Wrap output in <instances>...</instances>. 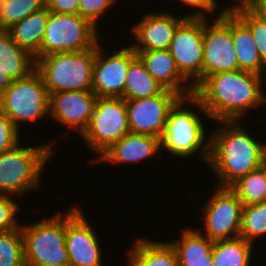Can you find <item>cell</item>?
Here are the masks:
<instances>
[{
    "instance_id": "obj_21",
    "label": "cell",
    "mask_w": 266,
    "mask_h": 266,
    "mask_svg": "<svg viewBox=\"0 0 266 266\" xmlns=\"http://www.w3.org/2000/svg\"><path fill=\"white\" fill-rule=\"evenodd\" d=\"M137 238L126 249L127 266H179L176 252L167 241Z\"/></svg>"
},
{
    "instance_id": "obj_19",
    "label": "cell",
    "mask_w": 266,
    "mask_h": 266,
    "mask_svg": "<svg viewBox=\"0 0 266 266\" xmlns=\"http://www.w3.org/2000/svg\"><path fill=\"white\" fill-rule=\"evenodd\" d=\"M135 53L144 63L148 73L165 89L174 91L181 97L194 94V87L180 74L168 49Z\"/></svg>"
},
{
    "instance_id": "obj_33",
    "label": "cell",
    "mask_w": 266,
    "mask_h": 266,
    "mask_svg": "<svg viewBox=\"0 0 266 266\" xmlns=\"http://www.w3.org/2000/svg\"><path fill=\"white\" fill-rule=\"evenodd\" d=\"M115 1L117 0H79L78 14L100 31L99 23L102 22L99 19L104 18L109 8L112 9L113 5L118 4Z\"/></svg>"
},
{
    "instance_id": "obj_40",
    "label": "cell",
    "mask_w": 266,
    "mask_h": 266,
    "mask_svg": "<svg viewBox=\"0 0 266 266\" xmlns=\"http://www.w3.org/2000/svg\"><path fill=\"white\" fill-rule=\"evenodd\" d=\"M259 169L262 171V173L265 177V180H266V152L262 156Z\"/></svg>"
},
{
    "instance_id": "obj_16",
    "label": "cell",
    "mask_w": 266,
    "mask_h": 266,
    "mask_svg": "<svg viewBox=\"0 0 266 266\" xmlns=\"http://www.w3.org/2000/svg\"><path fill=\"white\" fill-rule=\"evenodd\" d=\"M175 15L167 10L143 13L139 22L137 20L128 30L134 38L130 44L134 51L169 49L176 29L187 18L186 14Z\"/></svg>"
},
{
    "instance_id": "obj_11",
    "label": "cell",
    "mask_w": 266,
    "mask_h": 266,
    "mask_svg": "<svg viewBox=\"0 0 266 266\" xmlns=\"http://www.w3.org/2000/svg\"><path fill=\"white\" fill-rule=\"evenodd\" d=\"M214 189L204 206L199 207L203 211L200 223L203 222L204 228L197 230L212 241L239 238L243 203L230 188Z\"/></svg>"
},
{
    "instance_id": "obj_6",
    "label": "cell",
    "mask_w": 266,
    "mask_h": 266,
    "mask_svg": "<svg viewBox=\"0 0 266 266\" xmlns=\"http://www.w3.org/2000/svg\"><path fill=\"white\" fill-rule=\"evenodd\" d=\"M35 223L21 224L26 266H69L66 210Z\"/></svg>"
},
{
    "instance_id": "obj_10",
    "label": "cell",
    "mask_w": 266,
    "mask_h": 266,
    "mask_svg": "<svg viewBox=\"0 0 266 266\" xmlns=\"http://www.w3.org/2000/svg\"><path fill=\"white\" fill-rule=\"evenodd\" d=\"M211 19L203 18L202 81L219 72L239 70L232 39V12Z\"/></svg>"
},
{
    "instance_id": "obj_9",
    "label": "cell",
    "mask_w": 266,
    "mask_h": 266,
    "mask_svg": "<svg viewBox=\"0 0 266 266\" xmlns=\"http://www.w3.org/2000/svg\"><path fill=\"white\" fill-rule=\"evenodd\" d=\"M130 132L126 100L98 97L88 128L80 136L97 158Z\"/></svg>"
},
{
    "instance_id": "obj_37",
    "label": "cell",
    "mask_w": 266,
    "mask_h": 266,
    "mask_svg": "<svg viewBox=\"0 0 266 266\" xmlns=\"http://www.w3.org/2000/svg\"><path fill=\"white\" fill-rule=\"evenodd\" d=\"M258 0H233V5L231 4H222V6L226 7H221V12H236L241 9H250Z\"/></svg>"
},
{
    "instance_id": "obj_22",
    "label": "cell",
    "mask_w": 266,
    "mask_h": 266,
    "mask_svg": "<svg viewBox=\"0 0 266 266\" xmlns=\"http://www.w3.org/2000/svg\"><path fill=\"white\" fill-rule=\"evenodd\" d=\"M232 39L239 63V70L266 76V64L259 55L250 28L233 12Z\"/></svg>"
},
{
    "instance_id": "obj_25",
    "label": "cell",
    "mask_w": 266,
    "mask_h": 266,
    "mask_svg": "<svg viewBox=\"0 0 266 266\" xmlns=\"http://www.w3.org/2000/svg\"><path fill=\"white\" fill-rule=\"evenodd\" d=\"M165 88L146 70L144 63L136 56L130 63L126 75L123 99L134 100L155 96Z\"/></svg>"
},
{
    "instance_id": "obj_30",
    "label": "cell",
    "mask_w": 266,
    "mask_h": 266,
    "mask_svg": "<svg viewBox=\"0 0 266 266\" xmlns=\"http://www.w3.org/2000/svg\"><path fill=\"white\" fill-rule=\"evenodd\" d=\"M0 266H26L21 228L0 233Z\"/></svg>"
},
{
    "instance_id": "obj_39",
    "label": "cell",
    "mask_w": 266,
    "mask_h": 266,
    "mask_svg": "<svg viewBox=\"0 0 266 266\" xmlns=\"http://www.w3.org/2000/svg\"><path fill=\"white\" fill-rule=\"evenodd\" d=\"M11 82L12 80L8 77V75L0 69V97L9 88Z\"/></svg>"
},
{
    "instance_id": "obj_32",
    "label": "cell",
    "mask_w": 266,
    "mask_h": 266,
    "mask_svg": "<svg viewBox=\"0 0 266 266\" xmlns=\"http://www.w3.org/2000/svg\"><path fill=\"white\" fill-rule=\"evenodd\" d=\"M13 197L15 196L0 194V233L21 228L22 222L17 217L21 205Z\"/></svg>"
},
{
    "instance_id": "obj_38",
    "label": "cell",
    "mask_w": 266,
    "mask_h": 266,
    "mask_svg": "<svg viewBox=\"0 0 266 266\" xmlns=\"http://www.w3.org/2000/svg\"><path fill=\"white\" fill-rule=\"evenodd\" d=\"M250 9L262 20L266 21V0H258Z\"/></svg>"
},
{
    "instance_id": "obj_24",
    "label": "cell",
    "mask_w": 266,
    "mask_h": 266,
    "mask_svg": "<svg viewBox=\"0 0 266 266\" xmlns=\"http://www.w3.org/2000/svg\"><path fill=\"white\" fill-rule=\"evenodd\" d=\"M0 69L12 81L22 79L36 69L35 58L20 48L6 30H0Z\"/></svg>"
},
{
    "instance_id": "obj_18",
    "label": "cell",
    "mask_w": 266,
    "mask_h": 266,
    "mask_svg": "<svg viewBox=\"0 0 266 266\" xmlns=\"http://www.w3.org/2000/svg\"><path fill=\"white\" fill-rule=\"evenodd\" d=\"M161 150L160 138L144 135L127 133L119 141L112 144L104 151L98 159L93 162L119 163V164H135L144 162L151 157L159 156Z\"/></svg>"
},
{
    "instance_id": "obj_26",
    "label": "cell",
    "mask_w": 266,
    "mask_h": 266,
    "mask_svg": "<svg viewBox=\"0 0 266 266\" xmlns=\"http://www.w3.org/2000/svg\"><path fill=\"white\" fill-rule=\"evenodd\" d=\"M254 248L241 237L214 241L212 266H252Z\"/></svg>"
},
{
    "instance_id": "obj_3",
    "label": "cell",
    "mask_w": 266,
    "mask_h": 266,
    "mask_svg": "<svg viewBox=\"0 0 266 266\" xmlns=\"http://www.w3.org/2000/svg\"><path fill=\"white\" fill-rule=\"evenodd\" d=\"M200 113L207 116L206 119H210L201 102L194 95L181 97L169 111L166 128L160 138L161 151L169 153L168 157L182 160L200 155L198 159L208 164L211 134L205 125V117H201Z\"/></svg>"
},
{
    "instance_id": "obj_20",
    "label": "cell",
    "mask_w": 266,
    "mask_h": 266,
    "mask_svg": "<svg viewBox=\"0 0 266 266\" xmlns=\"http://www.w3.org/2000/svg\"><path fill=\"white\" fill-rule=\"evenodd\" d=\"M180 231L177 240L168 241L176 252L179 266H212L214 241L191 226Z\"/></svg>"
},
{
    "instance_id": "obj_23",
    "label": "cell",
    "mask_w": 266,
    "mask_h": 266,
    "mask_svg": "<svg viewBox=\"0 0 266 266\" xmlns=\"http://www.w3.org/2000/svg\"><path fill=\"white\" fill-rule=\"evenodd\" d=\"M49 14L50 11L45 6L6 30L18 46L29 52L35 61L39 59V50Z\"/></svg>"
},
{
    "instance_id": "obj_31",
    "label": "cell",
    "mask_w": 266,
    "mask_h": 266,
    "mask_svg": "<svg viewBox=\"0 0 266 266\" xmlns=\"http://www.w3.org/2000/svg\"><path fill=\"white\" fill-rule=\"evenodd\" d=\"M234 13L250 28L259 55L266 64V21L258 17L251 9H241Z\"/></svg>"
},
{
    "instance_id": "obj_1",
    "label": "cell",
    "mask_w": 266,
    "mask_h": 266,
    "mask_svg": "<svg viewBox=\"0 0 266 266\" xmlns=\"http://www.w3.org/2000/svg\"><path fill=\"white\" fill-rule=\"evenodd\" d=\"M264 85L266 76L226 71L206 77L193 95L201 102L210 121H244L250 111L266 108Z\"/></svg>"
},
{
    "instance_id": "obj_35",
    "label": "cell",
    "mask_w": 266,
    "mask_h": 266,
    "mask_svg": "<svg viewBox=\"0 0 266 266\" xmlns=\"http://www.w3.org/2000/svg\"><path fill=\"white\" fill-rule=\"evenodd\" d=\"M178 1L184 7L187 6L189 8L195 9V10H191L192 13L190 14L188 11H186V13H188L186 15L187 18H211L212 15L213 16L216 15L217 17L222 13L221 11L219 13L220 4L218 5V3L220 2L217 0H178ZM217 12L219 14H217Z\"/></svg>"
},
{
    "instance_id": "obj_28",
    "label": "cell",
    "mask_w": 266,
    "mask_h": 266,
    "mask_svg": "<svg viewBox=\"0 0 266 266\" xmlns=\"http://www.w3.org/2000/svg\"><path fill=\"white\" fill-rule=\"evenodd\" d=\"M230 189L237 195L243 205L266 201V180L260 169L240 178Z\"/></svg>"
},
{
    "instance_id": "obj_8",
    "label": "cell",
    "mask_w": 266,
    "mask_h": 266,
    "mask_svg": "<svg viewBox=\"0 0 266 266\" xmlns=\"http://www.w3.org/2000/svg\"><path fill=\"white\" fill-rule=\"evenodd\" d=\"M100 31L79 14L50 12L39 50V58L57 52H79L93 47Z\"/></svg>"
},
{
    "instance_id": "obj_12",
    "label": "cell",
    "mask_w": 266,
    "mask_h": 266,
    "mask_svg": "<svg viewBox=\"0 0 266 266\" xmlns=\"http://www.w3.org/2000/svg\"><path fill=\"white\" fill-rule=\"evenodd\" d=\"M180 74L194 87L202 82L203 18H186L168 49Z\"/></svg>"
},
{
    "instance_id": "obj_7",
    "label": "cell",
    "mask_w": 266,
    "mask_h": 266,
    "mask_svg": "<svg viewBox=\"0 0 266 266\" xmlns=\"http://www.w3.org/2000/svg\"><path fill=\"white\" fill-rule=\"evenodd\" d=\"M0 110L19 131L24 123L50 117L49 94L36 69L28 76L11 82L0 97Z\"/></svg>"
},
{
    "instance_id": "obj_34",
    "label": "cell",
    "mask_w": 266,
    "mask_h": 266,
    "mask_svg": "<svg viewBox=\"0 0 266 266\" xmlns=\"http://www.w3.org/2000/svg\"><path fill=\"white\" fill-rule=\"evenodd\" d=\"M23 131H19L11 120L0 110V154L14 148L20 141ZM21 139V140H20Z\"/></svg>"
},
{
    "instance_id": "obj_41",
    "label": "cell",
    "mask_w": 266,
    "mask_h": 266,
    "mask_svg": "<svg viewBox=\"0 0 266 266\" xmlns=\"http://www.w3.org/2000/svg\"><path fill=\"white\" fill-rule=\"evenodd\" d=\"M8 1H10V0H0L1 4L5 3V2H8Z\"/></svg>"
},
{
    "instance_id": "obj_17",
    "label": "cell",
    "mask_w": 266,
    "mask_h": 266,
    "mask_svg": "<svg viewBox=\"0 0 266 266\" xmlns=\"http://www.w3.org/2000/svg\"><path fill=\"white\" fill-rule=\"evenodd\" d=\"M97 99L93 91L49 94V116L81 136L89 126Z\"/></svg>"
},
{
    "instance_id": "obj_14",
    "label": "cell",
    "mask_w": 266,
    "mask_h": 266,
    "mask_svg": "<svg viewBox=\"0 0 266 266\" xmlns=\"http://www.w3.org/2000/svg\"><path fill=\"white\" fill-rule=\"evenodd\" d=\"M89 222V223H88ZM79 204L66 211V247L69 266H104L102 245Z\"/></svg>"
},
{
    "instance_id": "obj_29",
    "label": "cell",
    "mask_w": 266,
    "mask_h": 266,
    "mask_svg": "<svg viewBox=\"0 0 266 266\" xmlns=\"http://www.w3.org/2000/svg\"><path fill=\"white\" fill-rule=\"evenodd\" d=\"M46 6V0H10L0 5V30H7Z\"/></svg>"
},
{
    "instance_id": "obj_27",
    "label": "cell",
    "mask_w": 266,
    "mask_h": 266,
    "mask_svg": "<svg viewBox=\"0 0 266 266\" xmlns=\"http://www.w3.org/2000/svg\"><path fill=\"white\" fill-rule=\"evenodd\" d=\"M266 236V201L243 205L240 237L257 245Z\"/></svg>"
},
{
    "instance_id": "obj_13",
    "label": "cell",
    "mask_w": 266,
    "mask_h": 266,
    "mask_svg": "<svg viewBox=\"0 0 266 266\" xmlns=\"http://www.w3.org/2000/svg\"><path fill=\"white\" fill-rule=\"evenodd\" d=\"M102 40L101 38L96 43L92 91L97 97L123 98L129 63L137 54L131 45H126L119 50L115 49L109 55L108 51L103 49Z\"/></svg>"
},
{
    "instance_id": "obj_36",
    "label": "cell",
    "mask_w": 266,
    "mask_h": 266,
    "mask_svg": "<svg viewBox=\"0 0 266 266\" xmlns=\"http://www.w3.org/2000/svg\"><path fill=\"white\" fill-rule=\"evenodd\" d=\"M46 6L57 14H78L79 0H46Z\"/></svg>"
},
{
    "instance_id": "obj_2",
    "label": "cell",
    "mask_w": 266,
    "mask_h": 266,
    "mask_svg": "<svg viewBox=\"0 0 266 266\" xmlns=\"http://www.w3.org/2000/svg\"><path fill=\"white\" fill-rule=\"evenodd\" d=\"M216 123L218 127L210 130L207 167L213 172L214 179H217V187L230 188L240 178L259 169L262 156L266 152V142L257 139L250 128L242 125L243 121Z\"/></svg>"
},
{
    "instance_id": "obj_4",
    "label": "cell",
    "mask_w": 266,
    "mask_h": 266,
    "mask_svg": "<svg viewBox=\"0 0 266 266\" xmlns=\"http://www.w3.org/2000/svg\"><path fill=\"white\" fill-rule=\"evenodd\" d=\"M56 139L36 146L18 143L0 154V194L22 196L39 190L46 164L55 155Z\"/></svg>"
},
{
    "instance_id": "obj_5",
    "label": "cell",
    "mask_w": 266,
    "mask_h": 266,
    "mask_svg": "<svg viewBox=\"0 0 266 266\" xmlns=\"http://www.w3.org/2000/svg\"><path fill=\"white\" fill-rule=\"evenodd\" d=\"M96 44L79 52H57L36 60L48 94L65 91H92Z\"/></svg>"
},
{
    "instance_id": "obj_15",
    "label": "cell",
    "mask_w": 266,
    "mask_h": 266,
    "mask_svg": "<svg viewBox=\"0 0 266 266\" xmlns=\"http://www.w3.org/2000/svg\"><path fill=\"white\" fill-rule=\"evenodd\" d=\"M180 98L176 92L164 89L152 97L126 100L130 132L161 138L169 111Z\"/></svg>"
}]
</instances>
